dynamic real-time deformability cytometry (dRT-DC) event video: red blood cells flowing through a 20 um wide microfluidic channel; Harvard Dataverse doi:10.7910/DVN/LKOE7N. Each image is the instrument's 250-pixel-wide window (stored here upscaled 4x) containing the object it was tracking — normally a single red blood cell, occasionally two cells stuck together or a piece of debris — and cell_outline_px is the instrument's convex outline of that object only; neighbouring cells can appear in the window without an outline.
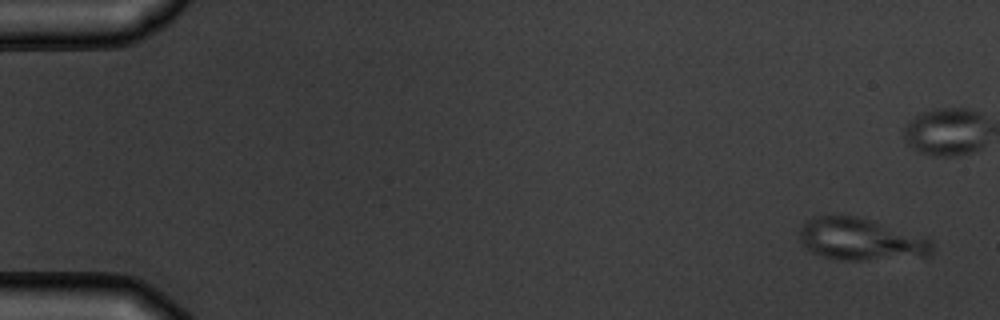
{"species": "common noctule bat (a hibernating species)", "species_latin": "Nyctalus noctula", "temperature_condition": "warm", "stored_images_in_passage": 7, "camera_frame_rate_fps": 3000, "um_per_image_px": 0.085, "animal": {"sex": "male", "body_mass_g": 19.5, "forearm_length_mm": 54.6}, "frame": {"image": 1, "passage_image": 1, "time_ms": 0.0, "image_size_px": [1000, 320], "cell_outline_px": [[932, 252], [924, 256], [864, 260], [840, 260], [820, 256], [804, 248], [800, 240], [800, 228], [812, 216], [856, 216], [928, 236], [932, 240]], "centroid_in_image_um": [73.17, 20.34], "position_along_channel_um": 11.8, "area_um2": 32.71}}